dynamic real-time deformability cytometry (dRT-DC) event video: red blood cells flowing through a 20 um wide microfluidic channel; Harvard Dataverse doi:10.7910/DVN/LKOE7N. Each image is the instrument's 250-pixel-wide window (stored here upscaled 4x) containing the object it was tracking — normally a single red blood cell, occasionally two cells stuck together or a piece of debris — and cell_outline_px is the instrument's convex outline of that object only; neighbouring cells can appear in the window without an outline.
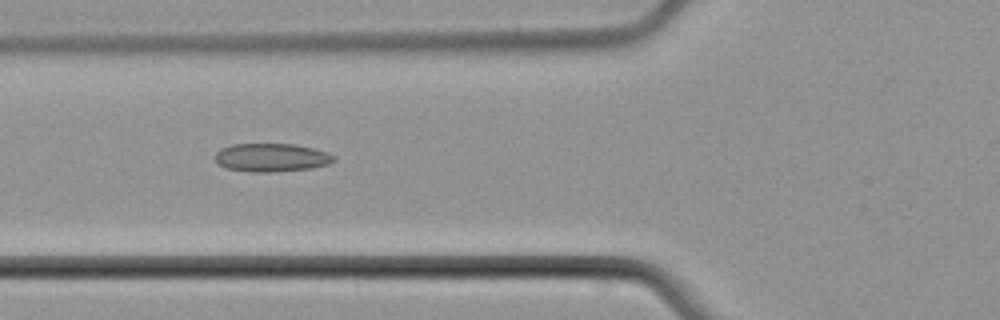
{"species": "common noctule bat (a hibernating species)", "species_latin": "Nyctalus noctula", "temperature_condition": "cold", "stored_images_in_passage": 5, "camera_frame_rate_fps": 3000, "um_per_image_px": 0.085, "animal": {"sex": "male", "body_mass_g": 21.5, "forearm_length_mm": 52.0}, "frame": {"image": 1, "passage_image": 4, "time_ms": 3.667, "image_size_px": [1000, 320], "cell_outline_px": [[336, 160], [328, 164], [312, 168], [272, 172], [248, 172], [224, 168], [216, 164], [216, 152], [220, 148], [232, 144], [296, 144], [328, 152], [336, 156]], "centroid_in_image_um": [23.06, 13.39], "position_along_channel_um": 102.7, "area_um2": 19.88}}
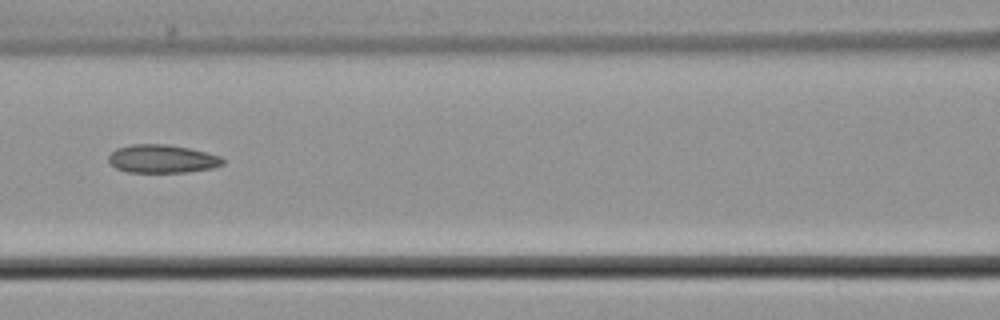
{"frame": {"image": 2, "passage_image": 5, "time_ms": 5.0, "image_size_px": [1000, 320], "cell_outline_px": [[224, 164], [212, 168], [184, 172], [128, 172], [116, 168], [108, 160], [108, 156], [116, 148], [132, 144], [168, 144], [188, 148], [220, 156], [224, 160]], "centroid_in_image_um": [13.77, 13.5], "position_along_channel_um": 152.8, "area_um2": 18.67}}